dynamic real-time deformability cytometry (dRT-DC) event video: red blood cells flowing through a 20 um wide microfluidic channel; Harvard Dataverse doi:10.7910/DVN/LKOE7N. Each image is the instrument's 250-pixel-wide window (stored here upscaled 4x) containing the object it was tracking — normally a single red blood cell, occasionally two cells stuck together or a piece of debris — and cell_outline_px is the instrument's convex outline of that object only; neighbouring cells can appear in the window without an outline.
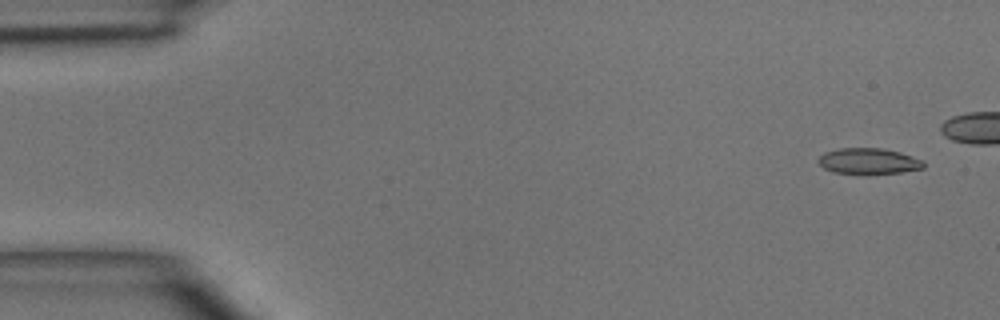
{"species": "common noctule bat (a hibernating species)", "species_latin": "Nyctalus noctula", "temperature_condition": "room temperature", "stored_images_in_passage": 5, "camera_frame_rate_fps": 3000, "um_per_image_px": 0.085, "animal": {"sex": "male", "body_mass_g": 15.6}, "frame": {"image": 1, "passage_image": 1, "time_ms": 0.0, "image_size_px": [1000, 320], "cell_outline_px": [[924, 168], [900, 172], [868, 176], [832, 172], [824, 168], [816, 160], [824, 152], [840, 148], [884, 148], [900, 152], [924, 160]], "centroid_in_image_um": [73.82, 13.72], "position_along_channel_um": 11.2, "area_um2": 16.47}}